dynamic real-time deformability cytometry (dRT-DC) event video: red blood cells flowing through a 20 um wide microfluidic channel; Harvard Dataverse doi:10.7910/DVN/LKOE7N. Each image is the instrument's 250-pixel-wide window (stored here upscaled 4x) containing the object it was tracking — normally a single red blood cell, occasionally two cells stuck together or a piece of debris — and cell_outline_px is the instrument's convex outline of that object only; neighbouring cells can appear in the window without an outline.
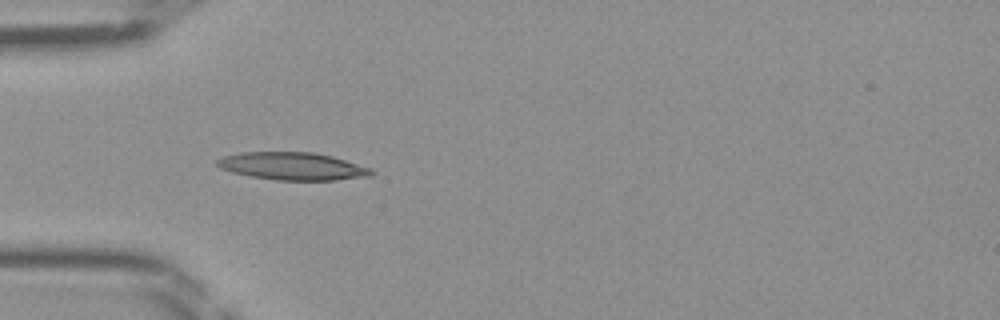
{"species": "Egyptian fruit bat (a non-hibernating species)", "species_latin": "Rousettus aegyptiacus", "temperature_condition": "room temperature", "stored_images_in_passage": 45, "camera_frame_rate_fps": 3000, "um_per_image_px": 0.085, "frame": {"image": 1, "passage_image": 13, "time_ms": 4.0, "image_size_px": [1000, 320], "cell_outline_px": [[376, 172], [372, 176], [336, 180], [276, 180], [252, 176], [232, 172], [220, 168], [216, 164], [216, 160], [224, 156], [240, 152], [316, 152], [332, 156], [372, 168]], "centroid_in_image_um": [24.91, 14.12], "position_along_channel_um": 60.1, "area_um2": 24.97}}
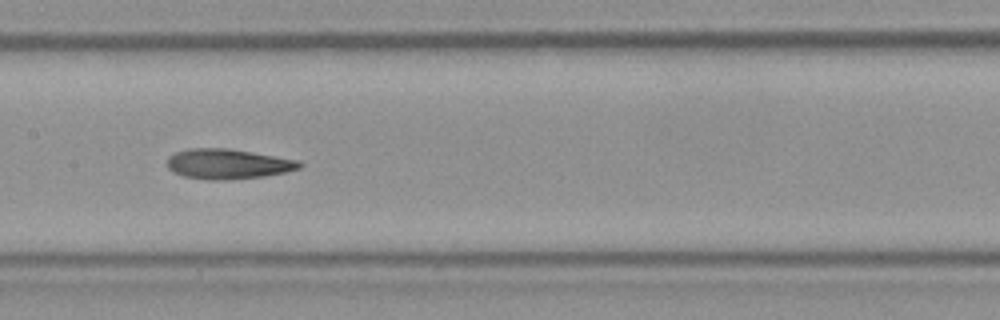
{"frame": {"image": 2, "passage_image": 22, "time_ms": 7.0, "image_size_px": [1000, 320], "cell_outline_px": [[304, 164], [300, 168], [284, 172], [264, 176], [228, 180], [208, 180], [184, 176], [172, 172], [168, 168], [168, 156], [176, 152], [188, 148], [228, 148], [300, 160]], "centroid_in_image_um": [19.37, 13.93], "position_along_channel_um": 188.0, "area_um2": 23.29}}
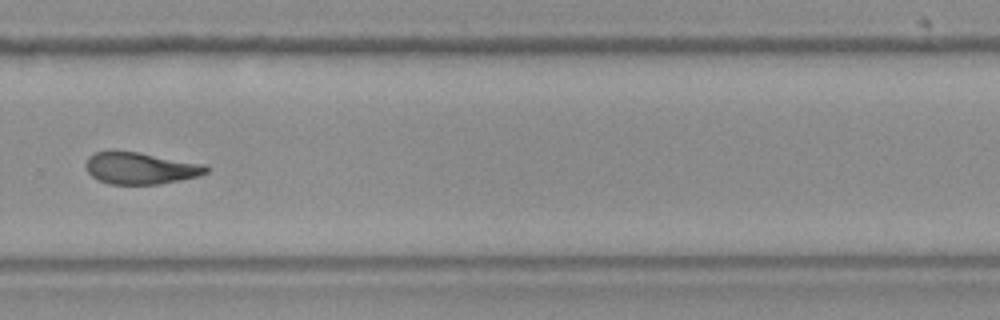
{"frame": {"image": 3, "passage_image": 31, "time_ms": 10.0, "image_size_px": [1000, 320], "cell_outline_px": [[212, 168], [208, 172], [200, 176], [160, 184], [108, 184], [96, 180], [88, 172], [84, 164], [88, 156], [96, 152], [108, 148], [136, 152], [208, 164]], "centroid_in_image_um": [11.93, 14.27], "position_along_channel_um": 317.9, "area_um2": 23.06}}